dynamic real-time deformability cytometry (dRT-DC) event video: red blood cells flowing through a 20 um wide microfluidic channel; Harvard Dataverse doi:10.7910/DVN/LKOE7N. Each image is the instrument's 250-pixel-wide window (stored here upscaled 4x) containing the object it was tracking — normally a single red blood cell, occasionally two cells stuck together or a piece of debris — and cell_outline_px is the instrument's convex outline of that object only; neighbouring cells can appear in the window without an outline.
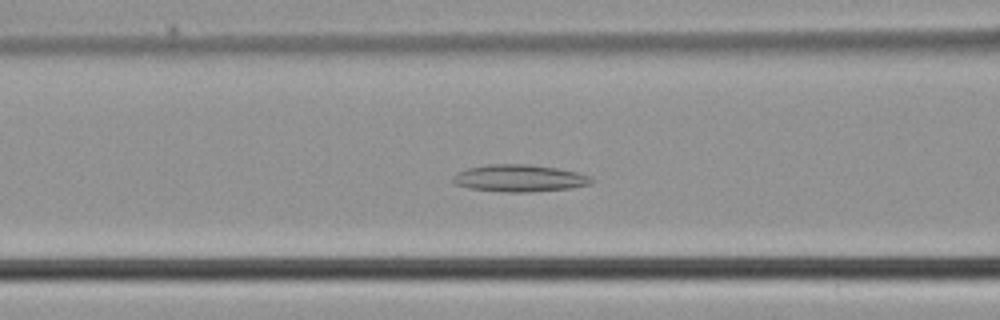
{"species": "common noctule bat (a hibernating species)", "species_latin": "Nyctalus noctula", "temperature_condition": "cold", "stored_images_in_passage": 39, "camera_frame_rate_fps": 3000, "um_per_image_px": 0.085, "animal": {"sex": "male", "body_mass_g": 21.5, "forearm_length_mm": 52.0}, "frame": {"image": 1, "passage_image": 20, "time_ms": 6.333, "image_size_px": [1000, 320], "cell_outline_px": [[596, 180], [592, 184], [572, 188], [528, 192], [504, 192], [468, 188], [456, 184], [452, 180], [452, 176], [456, 172], [468, 168], [488, 164], [528, 164], [556, 168], [580, 172]], "centroid_in_image_um": [44.17, 15.15], "position_along_channel_um": 122.4, "area_um2": 22.08}}
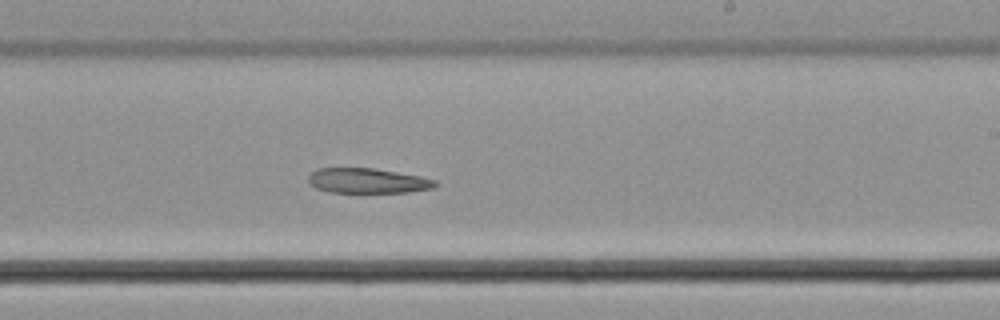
{"frame": {"image": 2, "passage_image": 30, "time_ms": 9.667, "image_size_px": [1000, 320], "cell_outline_px": [[440, 184], [432, 188], [408, 192], [328, 192], [316, 188], [308, 184], [308, 176], [316, 168], [372, 168], [420, 176], [436, 180]], "centroid_in_image_um": [31.22, 15.36], "position_along_channel_um": 257.8, "area_um2": 18.5}}
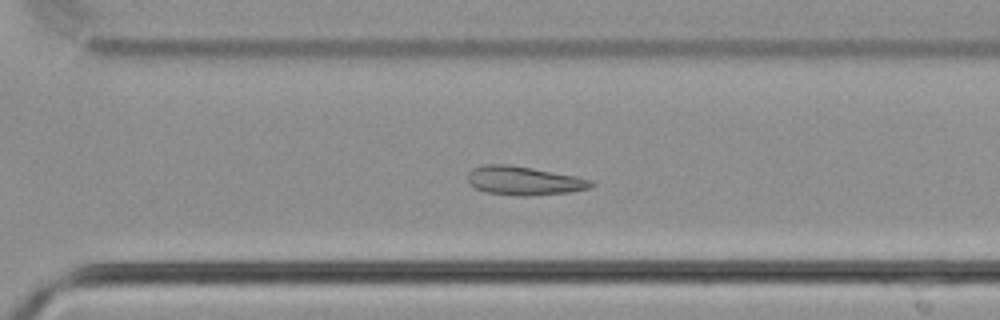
{"frame": {"image": 3, "passage_image": 35, "time_ms": 11.333, "image_size_px": [1000, 320], "cell_outline_px": [[596, 184], [592, 188], [568, 192], [528, 196], [516, 196], [484, 192], [468, 184], [468, 172], [472, 168], [484, 164], [508, 164], [532, 168], [576, 176], [592, 180]], "centroid_in_image_um": [44.52, 15.36], "position_along_channel_um": 326.1, "area_um2": 20.92}}